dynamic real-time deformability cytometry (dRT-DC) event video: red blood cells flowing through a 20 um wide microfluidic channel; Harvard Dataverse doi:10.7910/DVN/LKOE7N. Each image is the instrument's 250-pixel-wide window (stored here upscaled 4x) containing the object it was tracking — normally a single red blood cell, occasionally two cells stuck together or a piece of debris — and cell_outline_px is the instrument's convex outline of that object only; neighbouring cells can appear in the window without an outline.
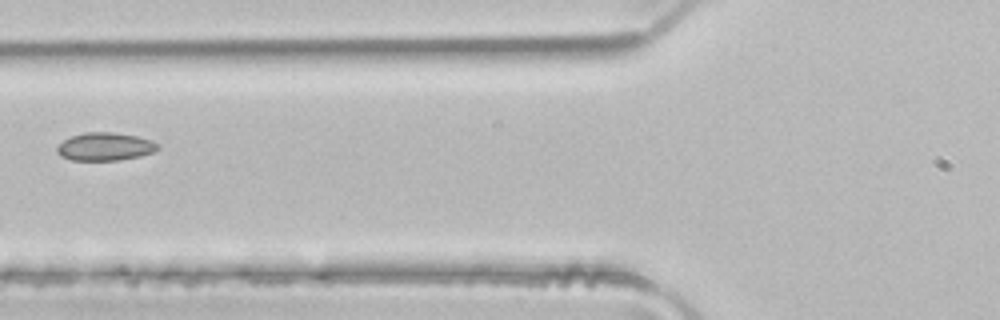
{"species": "common noctule bat (a hibernating species)", "species_latin": "Nyctalus noctula", "temperature_condition": "room temperature", "stored_images_in_passage": 5, "camera_frame_rate_fps": 3000, "um_per_image_px": 0.085, "animal": {"sex": "male", "body_mass_g": 21.5, "forearm_length_mm": 52.0}, "frame": {"image": 1, "passage_image": 5, "time_ms": 1.333, "image_size_px": [1000, 320], "cell_outline_px": [[160, 148], [152, 152], [140, 156], [120, 160], [72, 160], [60, 156], [56, 152], [56, 148], [64, 140], [72, 136], [84, 132], [112, 132], [136, 136], [152, 140], [160, 144]], "centroid_in_image_um": [8.94, 12.46], "position_along_channel_um": 116.9, "area_um2": 16.47}}